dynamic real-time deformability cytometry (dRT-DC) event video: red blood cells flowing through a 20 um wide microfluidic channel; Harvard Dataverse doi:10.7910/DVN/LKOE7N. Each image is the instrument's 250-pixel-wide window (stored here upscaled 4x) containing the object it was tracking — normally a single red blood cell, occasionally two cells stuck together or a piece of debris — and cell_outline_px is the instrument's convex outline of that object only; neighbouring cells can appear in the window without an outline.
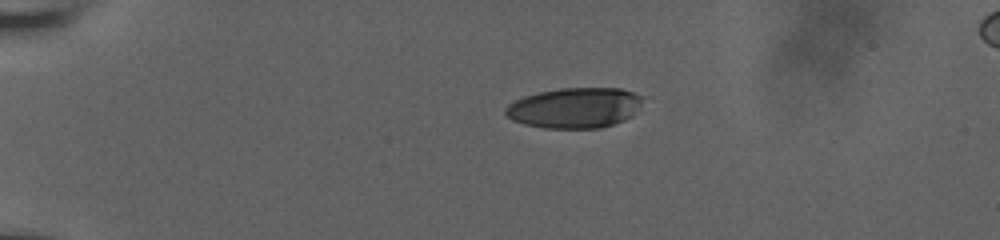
{"species": "human", "species_latin": "Homo sapiens", "temperature_condition": "room temperature", "stored_images_in_passage": 43, "camera_frame_rate_fps": 3000, "um_per_image_px": 0.085, "donor": {"sex": "male"}, "frame": {"image": 1, "passage_image": 1, "time_ms": 0.0, "image_size_px": [1000, 240], "cell_outline_px": [[644, 96], [640, 104], [632, 116], [624, 120], [600, 128], [544, 128], [524, 124], [512, 120], [504, 112], [504, 108], [508, 104], [524, 96], [540, 92], [560, 88], [620, 88]], "centroid_in_image_um": [48.84, 9.16], "position_along_channel_um": 36.2, "area_um2": 32.25}}
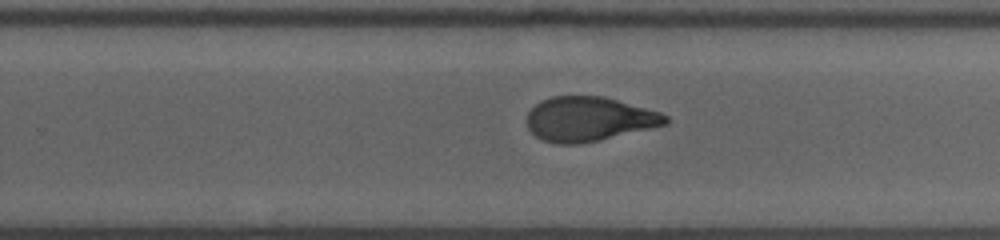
{"frame": {"image": 2, "passage_image": 25, "time_ms": 8.0, "image_size_px": [1000, 240], "cell_outline_px": [[668, 124], [652, 128], [600, 140], [580, 144], [556, 144], [544, 140], [536, 136], [528, 128], [528, 112], [540, 100], [552, 96], [604, 96], [660, 112], [668, 116]], "centroid_in_image_um": [50.07, 10.12], "position_along_channel_um": 279.7, "area_um2": 35.89}}
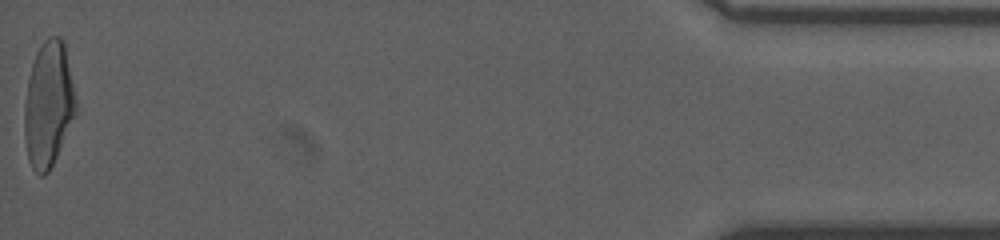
{"frame": {"image": 3, "passage_image": 43, "time_ms": 14.0, "image_size_px": [1000, 240], "cell_outline_px": [[76, 112], [56, 156], [48, 172], [44, 176], [40, 176], [32, 168], [28, 160], [24, 136], [24, 104], [28, 80], [32, 64], [36, 52], [44, 40], [48, 36], [60, 36], [64, 40], [76, 100]], "centroid_in_image_um": [4.1, 8.85], "position_along_channel_um": 431.1, "area_um2": 37.45}, "authors_computed_cell_mechanics": {"area_um2": 36.9342, "velocity_mm_per_s": 3.9462, "shape_relaxation_time_tau1_ms": 7.6574, "shape_relaxation_time_tau2_ms": 1.2422, "deformation_change_tau1": 0.2821, "deformation_change_tau2": 0.0711}}